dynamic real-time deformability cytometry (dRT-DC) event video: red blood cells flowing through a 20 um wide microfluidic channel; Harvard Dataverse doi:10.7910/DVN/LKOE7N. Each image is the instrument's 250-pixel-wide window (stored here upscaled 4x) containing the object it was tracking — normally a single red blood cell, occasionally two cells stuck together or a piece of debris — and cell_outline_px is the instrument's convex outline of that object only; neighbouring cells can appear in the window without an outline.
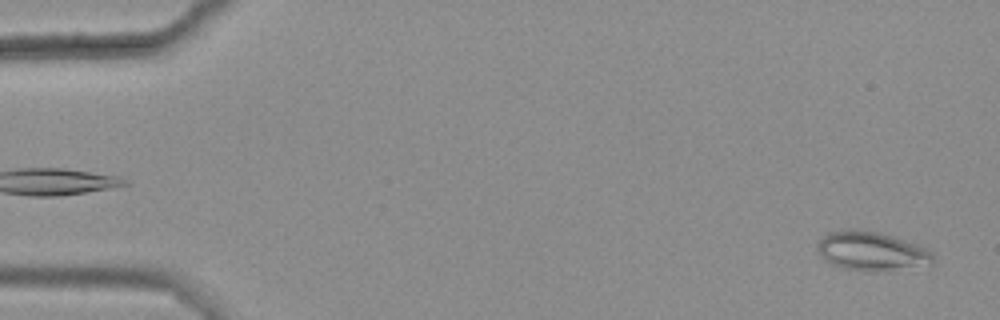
{"species": "common noctule bat (a hibernating species)", "species_latin": "Nyctalus noctula", "temperature_condition": "warm", "stored_images_in_passage": 47, "camera_frame_rate_fps": 3000, "um_per_image_px": 0.085, "animal": {"sex": "female", "body_mass_g": 25.1}, "frame": {"image": 1, "passage_image": 2, "time_ms": 0.333, "image_size_px": [1000, 320], "cell_outline_px": [[936, 264], [892, 268], [844, 268], [832, 264], [824, 260], [820, 256], [816, 244], [828, 232], [848, 228], [852, 228], [880, 232], [920, 244], [932, 252], [936, 260]], "centroid_in_image_um": [74.09, 21.27], "position_along_channel_um": 10.9, "area_um2": 25.72}}
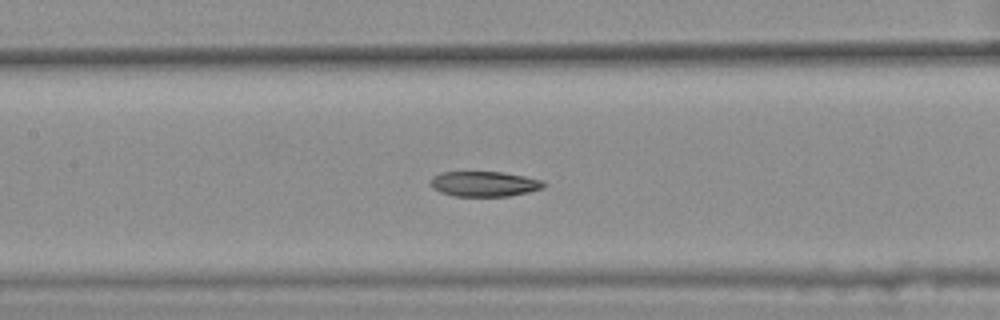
{"frame": {"image": 2, "passage_image": 26, "time_ms": 8.333, "image_size_px": [1000, 320], "cell_outline_px": [[548, 184], [544, 188], [528, 192], [508, 196], [452, 196], [440, 192], [432, 188], [428, 184], [432, 176], [440, 172], [500, 172], [524, 176], [544, 180]], "centroid_in_image_um": [41.15, 15.63], "position_along_channel_um": 166.2, "area_um2": 16.88}}
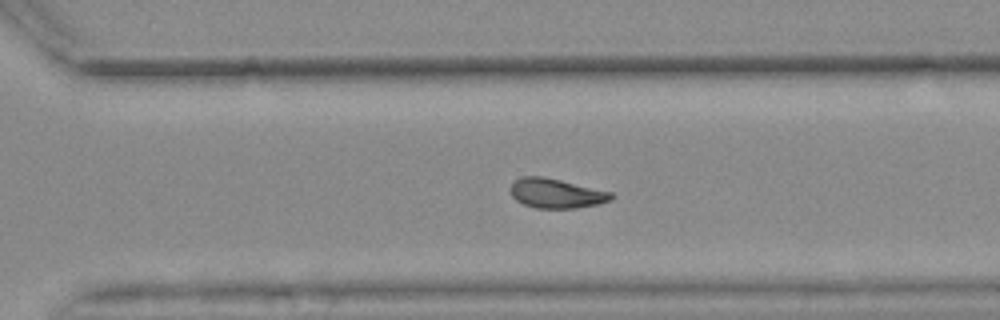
{"frame": {"image": 3, "passage_image": 39, "time_ms": 12.667, "image_size_px": [1000, 320], "cell_outline_px": [[612, 200], [600, 204], [576, 208], [536, 208], [524, 204], [516, 200], [512, 196], [512, 184], [516, 180], [524, 176], [540, 176], [560, 180], [612, 192]], "centroid_in_image_um": [47.31, 16.45], "position_along_channel_um": 323.3, "area_um2": 17.11}, "authors_computed_cell_mechanics": {"area_um2": 18.0336, "velocity_mm_per_s": 3.636, "shape_relaxation_time_tau1_ms": null, "shape_relaxation_time_tau2_ms": 7.5031, "deformation_change_tau1": null, "deformation_change_tau2": 0.1307}}